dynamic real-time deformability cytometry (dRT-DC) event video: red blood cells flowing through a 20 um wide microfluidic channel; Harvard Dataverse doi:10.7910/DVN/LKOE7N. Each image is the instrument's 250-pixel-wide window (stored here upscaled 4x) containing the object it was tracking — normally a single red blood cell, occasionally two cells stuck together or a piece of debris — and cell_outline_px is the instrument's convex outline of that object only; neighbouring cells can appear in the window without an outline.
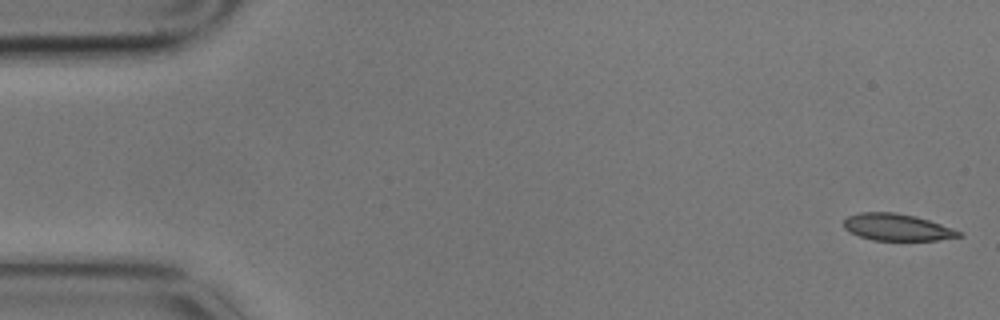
{"species": "common noctule bat (a hibernating species)", "species_latin": "Nyctalus noctula", "temperature_condition": "cold", "stored_images_in_passage": 6, "camera_frame_rate_fps": 3000, "um_per_image_px": 0.085, "animal": {"sex": "male", "body_mass_g": 17.9}, "frame": {"image": 1, "passage_image": 1, "time_ms": 0.0, "image_size_px": [1000, 320], "cell_outline_px": [[964, 236], [936, 240], [872, 240], [848, 232], [844, 228], [844, 220], [848, 216], [860, 212], [896, 212], [916, 216], [964, 232]], "centroid_in_image_um": [76.25, 19.31], "position_along_channel_um": 8.7, "area_um2": 18.09}}